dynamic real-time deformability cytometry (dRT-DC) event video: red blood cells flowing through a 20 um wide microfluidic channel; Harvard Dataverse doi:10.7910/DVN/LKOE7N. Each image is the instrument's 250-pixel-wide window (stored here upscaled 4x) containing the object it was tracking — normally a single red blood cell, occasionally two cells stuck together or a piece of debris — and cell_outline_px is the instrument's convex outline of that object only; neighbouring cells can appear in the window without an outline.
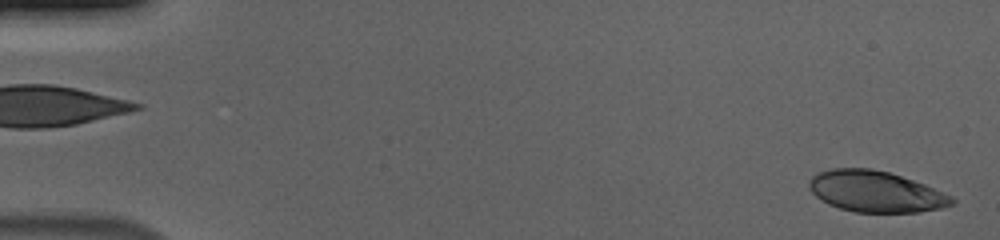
{"species": "human", "species_latin": "Homo sapiens", "temperature_condition": "cold", "stored_images_in_passage": 56, "camera_frame_rate_fps": 3000, "um_per_image_px": 0.085, "donor": {"sex": "male"}, "frame": {"image": 1, "passage_image": 2, "time_ms": 0.333, "image_size_px": [1000, 240], "cell_outline_px": [[956, 204], [940, 208], [920, 212], [856, 212], [840, 208], [828, 204], [816, 196], [808, 188], [808, 180], [812, 176], [820, 172], [832, 168], [872, 168], [888, 172], [924, 184], [952, 196], [956, 200]], "centroid_in_image_um": [74.43, 16.28], "position_along_channel_um": 10.6, "area_um2": 34.16}}
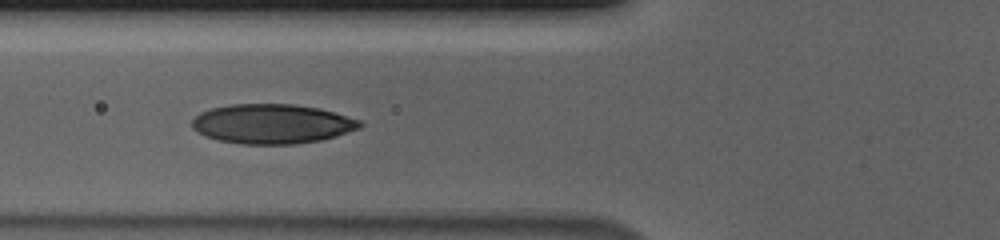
{"frame": {"image": 2, "passage_image": 22, "time_ms": 7.0, "image_size_px": [1000, 240], "cell_outline_px": [[364, 124], [360, 128], [336, 136], [320, 140], [296, 144], [240, 144], [220, 140], [204, 136], [196, 132], [192, 128], [192, 120], [200, 112], [212, 108], [228, 104], [292, 104], [320, 108], [360, 120]], "centroid_in_image_um": [23.11, 10.53], "position_along_channel_um": 102.7, "area_um2": 38.84}}
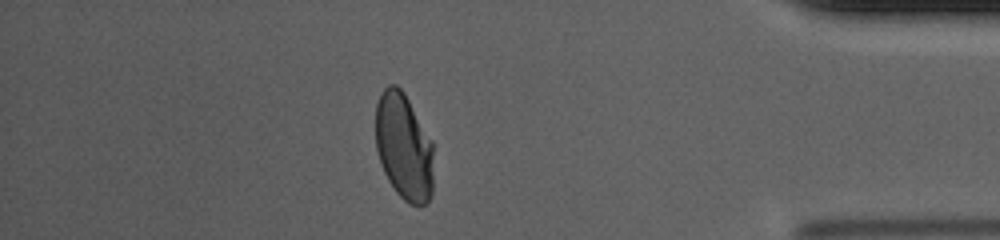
{"frame": {"image": 3, "passage_image": 49, "time_ms": 16.0, "image_size_px": [1000, 240], "cell_outline_px": [[432, 192], [428, 200], [424, 204], [408, 204], [396, 192], [388, 180], [384, 172], [376, 148], [376, 104], [384, 88], [388, 84], [396, 84], [404, 92], [432, 140]], "centroid_in_image_um": [34.32, 12.45], "position_along_channel_um": 400.9, "area_um2": 35.89}, "authors_computed_cell_mechanics": {"area_um2": 36.992, "velocity_mm_per_s": 3.6924, "shape_relaxation_time_tau1_ms": 6.1829, "shape_relaxation_time_tau2_ms": 1.0906, "deformation_change_tau1": 0.1916, "deformation_change_tau2": 0.0562}}